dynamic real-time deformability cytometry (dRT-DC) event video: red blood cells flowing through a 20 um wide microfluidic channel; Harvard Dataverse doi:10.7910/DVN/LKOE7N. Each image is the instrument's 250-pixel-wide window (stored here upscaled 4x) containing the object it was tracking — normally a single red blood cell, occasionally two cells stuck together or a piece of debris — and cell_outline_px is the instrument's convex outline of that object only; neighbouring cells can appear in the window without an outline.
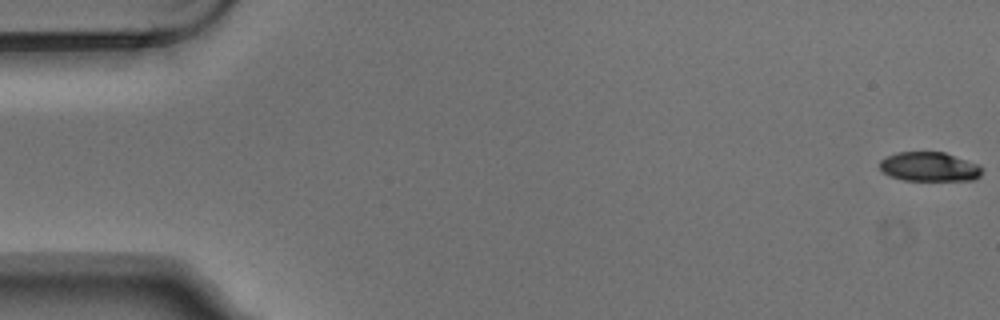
{"species": "Egyptian fruit bat (a non-hibernating species)", "species_latin": "Rousettus aegyptiacus", "temperature_condition": "warm", "stored_images_in_passage": 2, "camera_frame_rate_fps": 3000, "um_per_image_px": 0.085, "animal": {"sex": "male"}, "frame": {"image": 1, "passage_image": 1, "time_ms": 0.0, "image_size_px": [1000, 320], "cell_outline_px": [[980, 176], [972, 180], [904, 180], [888, 176], [880, 168], [880, 160], [896, 152], [944, 152], [980, 164]], "centroid_in_image_um": [78.98, 14.17], "position_along_channel_um": 6.0, "area_um2": 17.4}}
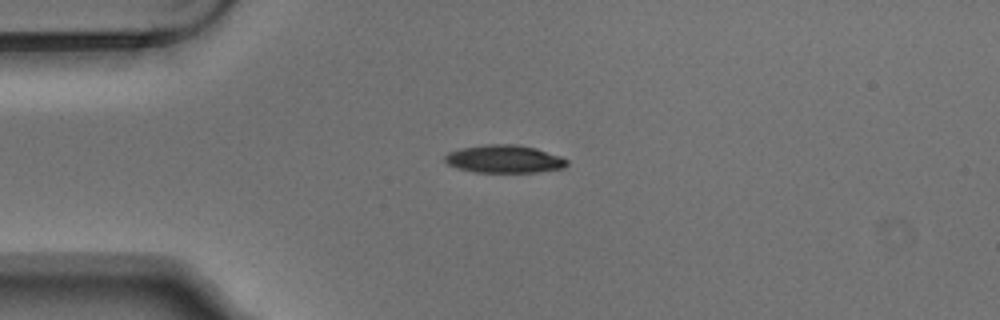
{"frame": {"image": 2, "passage_image": 2, "time_ms": 0.333, "image_size_px": [1000, 320], "cell_outline_px": [[568, 164], [564, 168], [536, 172], [476, 172], [460, 168], [448, 164], [444, 160], [444, 156], [448, 152], [460, 148], [488, 144], [516, 144], [536, 148], [560, 156], [568, 160]], "centroid_in_image_um": [42.88, 13.51], "position_along_channel_um": 42.1, "area_um2": 19.77}}